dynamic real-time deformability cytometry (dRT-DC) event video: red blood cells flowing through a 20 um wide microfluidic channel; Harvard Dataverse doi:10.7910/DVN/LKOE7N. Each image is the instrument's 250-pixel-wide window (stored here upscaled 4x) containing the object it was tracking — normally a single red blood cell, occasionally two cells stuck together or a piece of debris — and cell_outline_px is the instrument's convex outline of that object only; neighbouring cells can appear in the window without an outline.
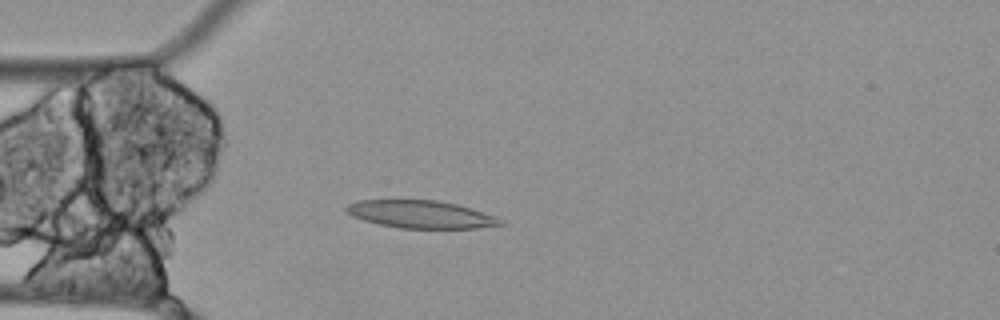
{"species": "Egyptian fruit bat (a non-hibernating species)", "species_latin": "Rousettus aegyptiacus", "temperature_condition": "cold", "stored_images_in_passage": 51, "camera_frame_rate_fps": 3000, "um_per_image_px": 0.085, "animal": {"sex": "female"}, "frame": {"image": 1, "passage_image": 15, "time_ms": 4.667, "image_size_px": [1000, 320], "cell_outline_px": [[504, 224], [476, 228], [400, 228], [380, 224], [364, 220], [352, 216], [344, 212], [344, 208], [348, 204], [360, 200], [436, 200], [456, 204], [496, 216], [504, 220]], "centroid_in_image_um": [35.75, 18.22], "position_along_channel_um": 49.2, "area_um2": 24.74}}
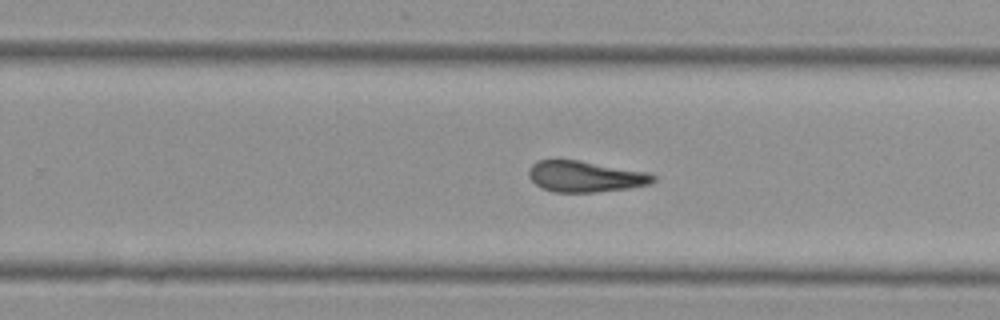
{"frame": {"image": 2, "passage_image": 35, "time_ms": 11.333, "image_size_px": [1000, 320], "cell_outline_px": [[656, 180], [652, 184], [628, 188], [596, 192], [556, 192], [544, 188], [536, 184], [528, 176], [528, 168], [532, 164], [540, 160], [580, 160], [648, 172], [656, 176]], "centroid_in_image_um": [49.78, 15.0], "position_along_channel_um": 280.0, "area_um2": 22.54}}
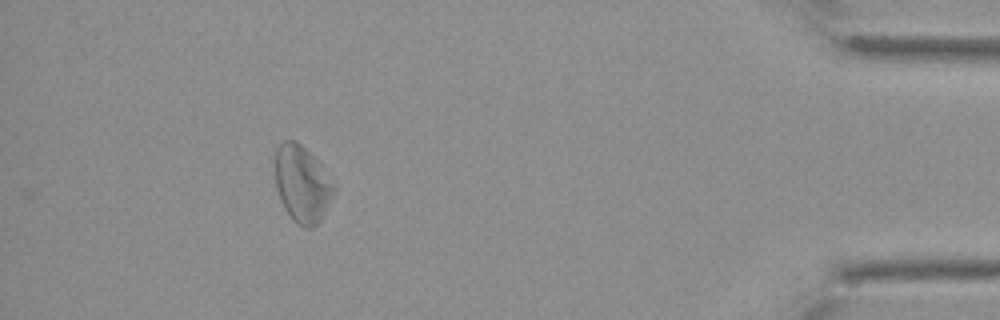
{"frame": {"image": 3, "passage_image": 51, "time_ms": 16.667, "image_size_px": [1000, 320], "cell_outline_px": [[336, 192], [320, 220], [312, 228], [304, 228], [296, 224], [292, 220], [284, 208], [280, 200], [276, 188], [276, 148], [284, 140], [296, 140], [320, 164], [336, 184]], "centroid_in_image_um": [25.7, 15.67], "position_along_channel_um": 409.5, "area_um2": 26.36}}